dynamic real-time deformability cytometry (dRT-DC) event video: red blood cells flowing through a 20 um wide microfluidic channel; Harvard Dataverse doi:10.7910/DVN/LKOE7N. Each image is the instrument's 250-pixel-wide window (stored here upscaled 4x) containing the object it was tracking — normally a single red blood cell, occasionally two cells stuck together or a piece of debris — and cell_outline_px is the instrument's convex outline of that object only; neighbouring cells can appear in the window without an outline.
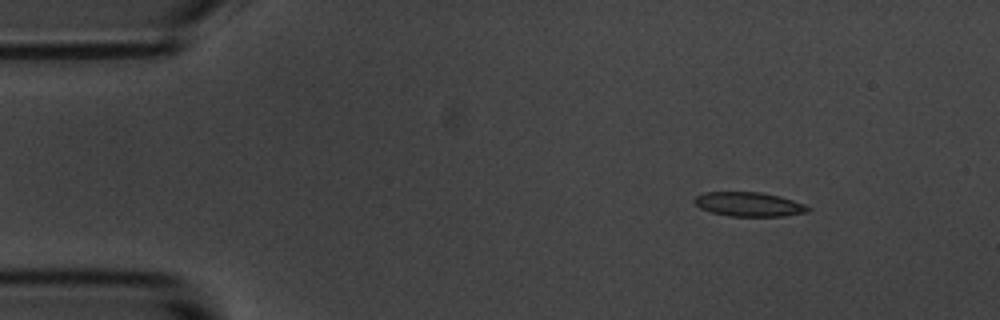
{"species": "common noctule bat (a hibernating species)", "species_latin": "Nyctalus noctula", "temperature_condition": "room temperature", "stored_images_in_passage": 10, "camera_frame_rate_fps": 3000, "um_per_image_px": 0.085, "animal": {"sex": "male", "body_mass_g": 20.1, "forearm_length_mm": 53.5}, "frame": {"image": 1, "passage_image": 1, "time_ms": 0.0, "image_size_px": [1000, 320], "cell_outline_px": [[812, 208], [808, 212], [784, 216], [728, 216], [712, 212], [700, 208], [692, 200], [696, 196], [704, 192], [760, 192], [780, 196], [804, 204]], "centroid_in_image_um": [63.66, 17.36], "position_along_channel_um": 21.3, "area_um2": 16.07}}
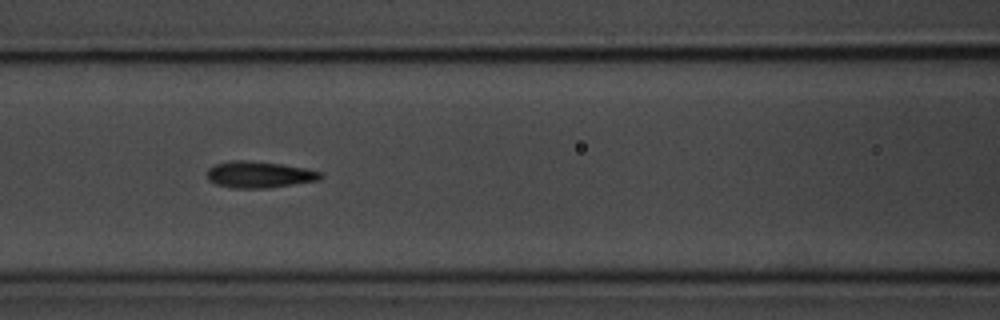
{"frame": {"image": 2, "passage_image": 6, "time_ms": 5.667, "image_size_px": [1000, 320], "cell_outline_px": [[324, 176], [320, 180], [268, 188], [232, 188], [216, 184], [208, 180], [208, 168], [216, 164], [232, 160], [244, 160], [280, 164], [304, 168], [324, 172]], "centroid_in_image_um": [22.06, 14.84], "position_along_channel_um": 144.5, "area_um2": 17.51}}
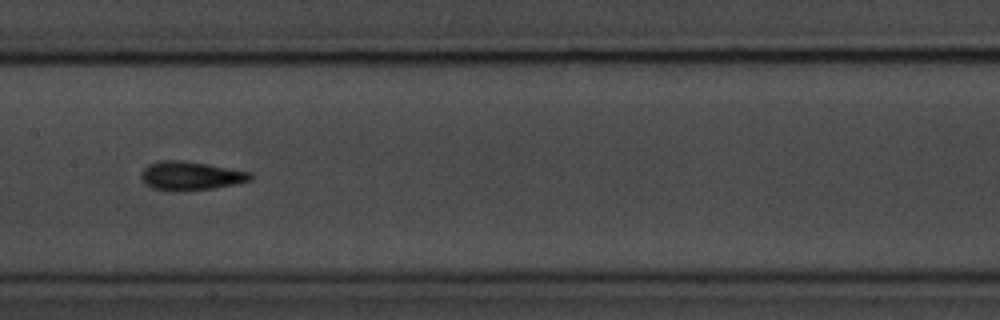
{"frame": {"image": 3, "passage_image": 7, "time_ms": 7.0, "image_size_px": [1000, 320], "cell_outline_px": [[252, 180], [236, 184], [212, 188], [152, 188], [140, 176], [144, 168], [148, 164], [160, 160], [180, 160], [208, 164], [252, 172]], "centroid_in_image_um": [16.27, 14.88], "position_along_channel_um": 191.1, "area_um2": 17.46}}